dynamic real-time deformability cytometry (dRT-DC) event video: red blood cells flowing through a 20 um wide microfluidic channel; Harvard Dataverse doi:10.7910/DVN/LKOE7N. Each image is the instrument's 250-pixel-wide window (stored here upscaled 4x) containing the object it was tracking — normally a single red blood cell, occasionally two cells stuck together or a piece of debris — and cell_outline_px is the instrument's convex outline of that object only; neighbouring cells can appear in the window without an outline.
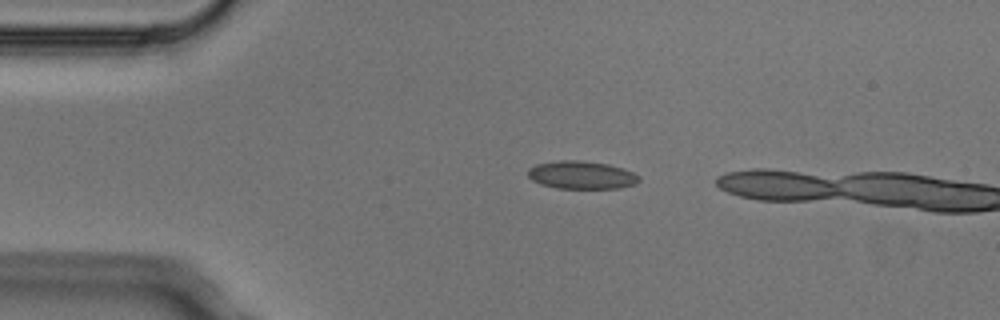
{"species": "Egyptian fruit bat (a non-hibernating species)", "species_latin": "Rousettus aegyptiacus", "temperature_condition": "cold", "stored_images_in_passage": 3, "camera_frame_rate_fps": 3000, "um_per_image_px": 0.085, "animal": {"sex": "male"}, "frame": {"image": 1, "passage_image": 2, "time_ms": 0.333, "image_size_px": [1000, 320], "cell_outline_px": [[640, 180], [636, 184], [620, 188], [556, 188], [540, 184], [532, 180], [528, 176], [528, 168], [536, 164], [560, 160], [580, 160], [608, 164], [632, 172], [640, 176]], "centroid_in_image_um": [49.42, 14.88], "position_along_channel_um": 35.6, "area_um2": 18.09}}